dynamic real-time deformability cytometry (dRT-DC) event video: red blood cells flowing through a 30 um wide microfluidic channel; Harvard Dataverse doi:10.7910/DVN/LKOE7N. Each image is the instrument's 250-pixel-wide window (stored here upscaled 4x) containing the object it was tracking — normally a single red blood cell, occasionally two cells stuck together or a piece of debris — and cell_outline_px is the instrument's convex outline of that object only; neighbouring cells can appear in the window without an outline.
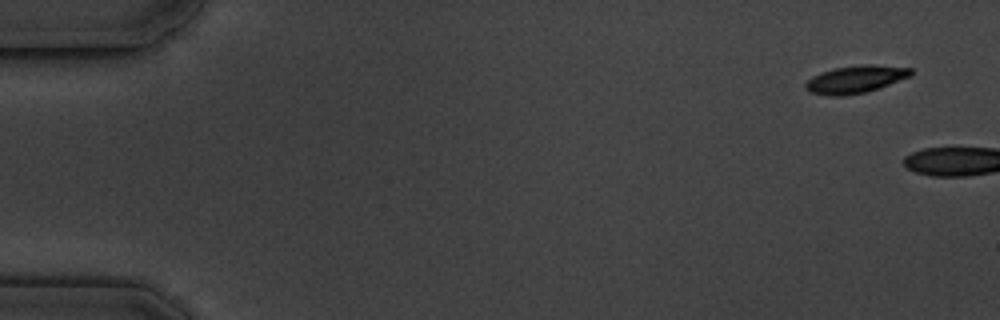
{"species": "common noctule bat (a hibernating species)", "species_latin": "Nyctalus noctula", "temperature_condition": "cold", "stored_images_in_passage": 2, "camera_frame_rate_fps": 3000, "um_per_image_px": 0.085, "animal": {"sex": "male", "body_mass_g": 19.5, "forearm_length_mm": 54.6}, "frame": {"image": 1, "passage_image": 1, "time_ms": 0.0, "image_size_px": [1000, 320], "cell_outline_px": [[912, 76], [880, 88], [868, 92], [844, 96], [828, 96], [808, 92], [804, 88], [804, 84], [812, 76], [820, 72], [836, 68], [860, 64], [872, 64], [912, 68]], "centroid_in_image_um": [72.71, 6.75], "position_along_channel_um": 12.3, "area_um2": 17.28}}